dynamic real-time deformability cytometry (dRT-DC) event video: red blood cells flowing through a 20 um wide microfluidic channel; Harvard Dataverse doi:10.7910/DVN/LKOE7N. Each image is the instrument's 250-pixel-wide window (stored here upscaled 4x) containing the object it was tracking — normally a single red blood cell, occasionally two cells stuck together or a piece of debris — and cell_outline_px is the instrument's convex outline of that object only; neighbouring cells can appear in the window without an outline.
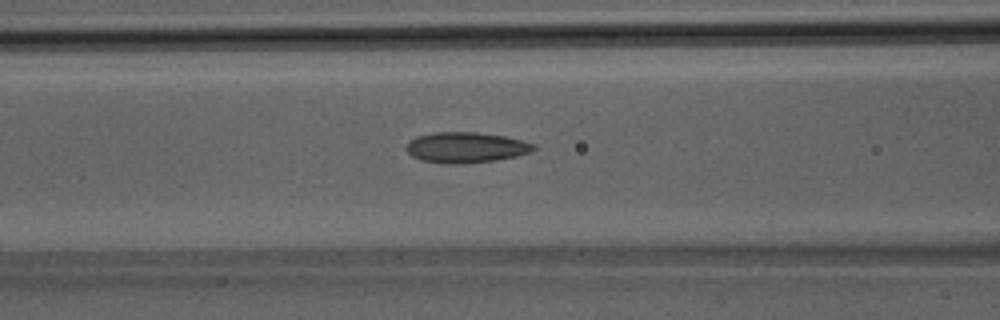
{"species": "Egyptian fruit bat (a non-hibernating species)", "species_latin": "Rousettus aegyptiacus", "temperature_condition": "room temperature", "stored_images_in_passage": 34, "camera_frame_rate_fps": 3000, "um_per_image_px": 0.085, "animal": {"sex": "male"}, "frame": {"image": 1, "passage_image": 11, "time_ms": 3.333, "image_size_px": [1000, 320], "cell_outline_px": [[536, 148], [532, 152], [516, 156], [496, 160], [460, 164], [452, 164], [420, 160], [412, 156], [404, 148], [416, 136], [436, 132], [476, 132], [504, 136], [536, 144]], "centroid_in_image_um": [39.62, 12.53], "position_along_channel_um": 127.0, "area_um2": 22.66}}
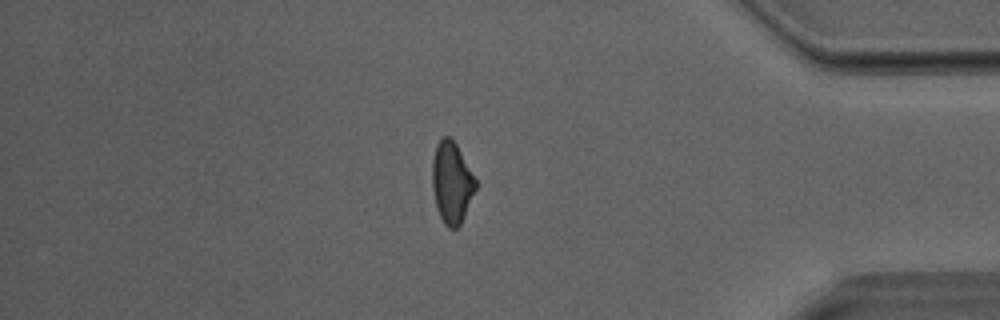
{"frame": {"image": 2, "passage_image": 28, "time_ms": 9.0, "image_size_px": [1000, 320], "cell_outline_px": [[476, 188], [464, 216], [460, 224], [456, 228], [448, 228], [444, 224], [436, 208], [432, 188], [432, 160], [436, 144], [444, 136], [448, 136], [456, 144], [476, 180]], "centroid_in_image_um": [38.37, 15.53], "position_along_channel_um": 396.8, "area_um2": 20.4}}
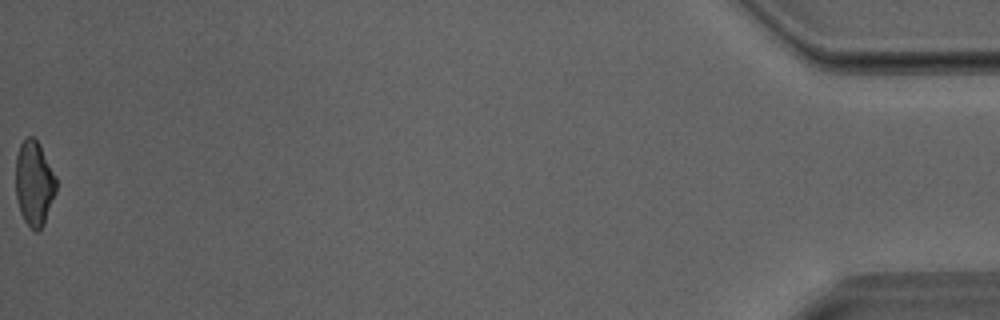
{"frame": {"image": 3, "passage_image": 34, "time_ms": 11.0, "image_size_px": [1000, 320], "cell_outline_px": [[56, 192], [44, 224], [36, 232], [24, 220], [20, 212], [16, 196], [16, 156], [20, 144], [28, 136], [32, 136], [40, 144], [56, 176]], "centroid_in_image_um": [2.91, 15.56], "position_along_channel_um": 432.3, "area_um2": 20.0}}